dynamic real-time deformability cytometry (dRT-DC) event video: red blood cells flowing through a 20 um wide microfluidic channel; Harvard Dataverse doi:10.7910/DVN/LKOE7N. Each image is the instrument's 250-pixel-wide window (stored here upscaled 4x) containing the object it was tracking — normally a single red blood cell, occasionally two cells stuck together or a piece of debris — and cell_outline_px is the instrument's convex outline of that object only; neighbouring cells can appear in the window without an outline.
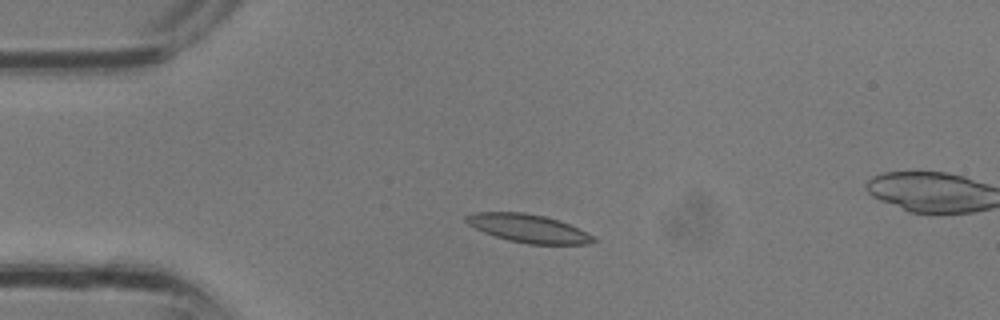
{"species": "common noctule bat (a hibernating species)", "species_latin": "Nyctalus noctula", "temperature_condition": "room temperature", "stored_images_in_passage": 2, "camera_frame_rate_fps": 3000, "um_per_image_px": 0.085, "animal": {"sex": "male", "body_mass_g": 13.3}, "frame": {"image": 1, "passage_image": 1, "time_ms": 0.0, "image_size_px": [1000, 320], "cell_outline_px": [[596, 240], [588, 244], [528, 244], [508, 240], [484, 232], [468, 224], [464, 220], [464, 216], [476, 212], [524, 212], [544, 216], [560, 220], [592, 236]], "centroid_in_image_um": [44.86, 19.4], "position_along_channel_um": 40.1, "area_um2": 20.63}}